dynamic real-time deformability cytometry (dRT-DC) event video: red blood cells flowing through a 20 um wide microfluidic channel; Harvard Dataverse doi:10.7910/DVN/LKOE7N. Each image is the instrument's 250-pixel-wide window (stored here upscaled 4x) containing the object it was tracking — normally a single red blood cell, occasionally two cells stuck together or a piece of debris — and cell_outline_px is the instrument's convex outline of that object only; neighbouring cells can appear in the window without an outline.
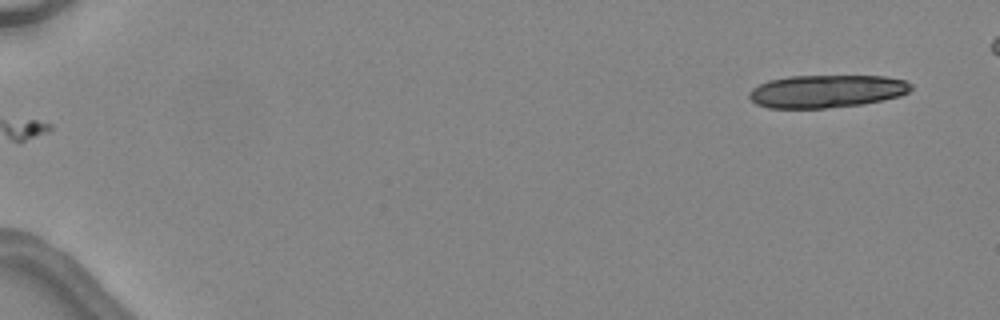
{"species": "common noctule bat (a hibernating species)", "species_latin": "Nyctalus noctula", "temperature_condition": "warm", "stored_images_in_passage": 5, "camera_frame_rate_fps": 3000, "um_per_image_px": 0.085, "animal": {"sex": "female", "body_mass_g": 24.6, "forearm_length_mm": 56.2}, "frame": {"image": 1, "passage_image": 1, "time_ms": 0.0, "image_size_px": [1000, 320], "cell_outline_px": [[912, 88], [908, 92], [900, 96], [860, 104], [824, 108], [768, 108], [756, 104], [748, 96], [748, 92], [752, 88], [768, 80], [788, 76], [884, 76], [904, 80], [912, 84]], "centroid_in_image_um": [70.22, 7.75], "position_along_channel_um": 14.8, "area_um2": 30.87}}